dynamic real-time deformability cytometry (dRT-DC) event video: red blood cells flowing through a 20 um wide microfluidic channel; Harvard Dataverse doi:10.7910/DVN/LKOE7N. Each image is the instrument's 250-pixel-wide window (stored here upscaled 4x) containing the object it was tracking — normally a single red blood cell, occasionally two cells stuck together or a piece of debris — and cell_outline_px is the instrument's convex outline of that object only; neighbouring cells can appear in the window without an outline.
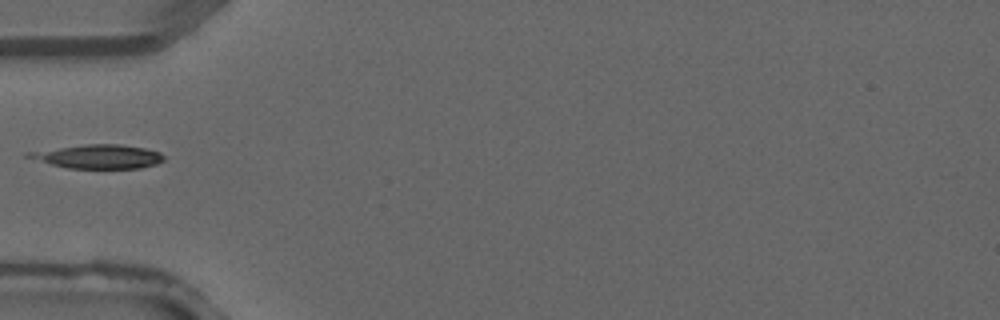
{"species": "common noctule bat (a hibernating species)", "species_latin": "Nyctalus noctula", "temperature_condition": "warm", "stored_images_in_passage": 3, "camera_frame_rate_fps": 3000, "um_per_image_px": 0.085, "animal": {"sex": "male", "forearm_length_mm": 52.5}, "frame": {"image": 1, "passage_image": 3, "time_ms": 0.667, "image_size_px": [1000, 320], "cell_outline_px": [[164, 160], [156, 164], [140, 168], [68, 168], [52, 164], [24, 156], [24, 152], [84, 144], [120, 144], [144, 148], [160, 152], [164, 156]], "centroid_in_image_um": [8.34, 13.29], "position_along_channel_um": 76.7, "area_um2": 18.79}}